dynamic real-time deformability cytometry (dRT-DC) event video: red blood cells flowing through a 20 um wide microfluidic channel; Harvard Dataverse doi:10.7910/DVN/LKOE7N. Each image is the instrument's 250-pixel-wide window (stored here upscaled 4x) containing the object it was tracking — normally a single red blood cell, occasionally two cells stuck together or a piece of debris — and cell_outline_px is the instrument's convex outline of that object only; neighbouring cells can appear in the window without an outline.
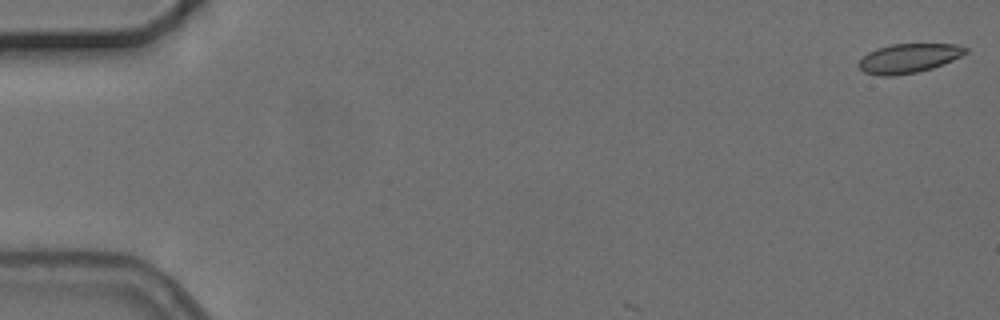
{"species": "common noctule bat (a hibernating species)", "species_latin": "Nyctalus noctula", "temperature_condition": "cold", "stored_images_in_passage": 4, "camera_frame_rate_fps": 3000, "um_per_image_px": 0.085, "animal": {"sex": "female", "body_mass_g": 24.6, "forearm_length_mm": 56.2}, "frame": {"image": 1, "passage_image": 1, "time_ms": 0.0, "image_size_px": [1000, 320], "cell_outline_px": [[968, 52], [952, 60], [932, 68], [916, 72], [892, 76], [880, 76], [864, 72], [856, 64], [868, 52], [876, 48], [892, 44], [956, 44], [968, 48]], "centroid_in_image_um": [77.21, 4.95], "position_along_channel_um": 7.8, "area_um2": 18.15}}